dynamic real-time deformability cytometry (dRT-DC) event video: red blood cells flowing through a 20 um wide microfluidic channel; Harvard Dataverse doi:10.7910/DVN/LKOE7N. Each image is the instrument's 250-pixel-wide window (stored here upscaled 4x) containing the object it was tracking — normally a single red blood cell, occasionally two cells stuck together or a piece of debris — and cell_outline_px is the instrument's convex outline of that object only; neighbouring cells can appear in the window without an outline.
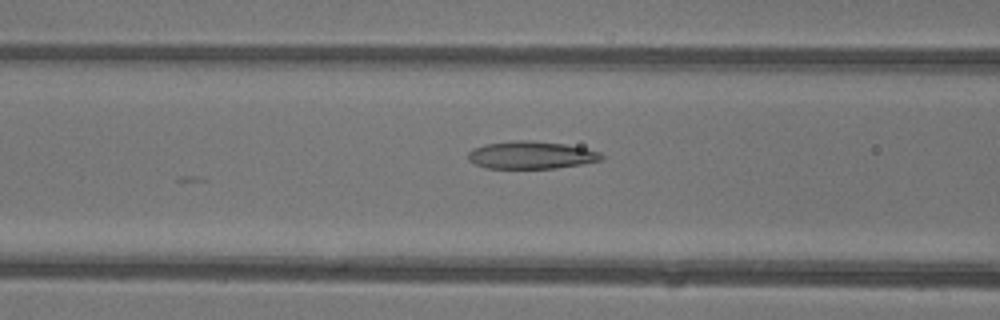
{"species": "common noctule bat (a hibernating species)", "species_latin": "Nyctalus noctula", "temperature_condition": "warm", "stored_images_in_passage": 24, "camera_frame_rate_fps": 3000, "um_per_image_px": 0.085, "animal": {"sex": "female"}, "frame": {"image": 1, "passage_image": 20, "time_ms": 6.333, "image_size_px": [1000, 320], "cell_outline_px": [[604, 156], [600, 160], [580, 164], [556, 168], [484, 168], [468, 160], [468, 152], [472, 148], [484, 144], [516, 140], [532, 140], [564, 144], [584, 148], [600, 152]], "centroid_in_image_um": [45.1, 13.17], "position_along_channel_um": 121.5, "area_um2": 21.39}}
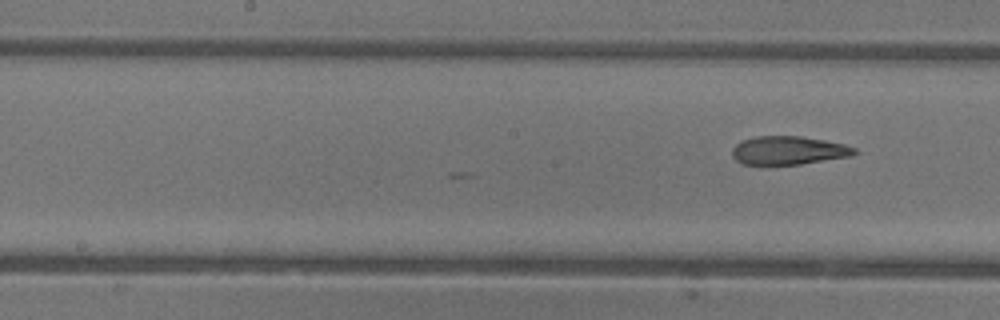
{"frame": {"image": 2, "passage_image": 24, "time_ms": 7.667, "image_size_px": [1000, 320], "cell_outline_px": [[860, 152], [852, 156], [800, 164], [740, 164], [732, 156], [732, 148], [736, 144], [744, 140], [756, 136], [800, 136], [824, 140], [844, 144], [856, 148]], "centroid_in_image_um": [67.05, 12.78], "position_along_channel_um": 181.2, "area_um2": 20.29}}